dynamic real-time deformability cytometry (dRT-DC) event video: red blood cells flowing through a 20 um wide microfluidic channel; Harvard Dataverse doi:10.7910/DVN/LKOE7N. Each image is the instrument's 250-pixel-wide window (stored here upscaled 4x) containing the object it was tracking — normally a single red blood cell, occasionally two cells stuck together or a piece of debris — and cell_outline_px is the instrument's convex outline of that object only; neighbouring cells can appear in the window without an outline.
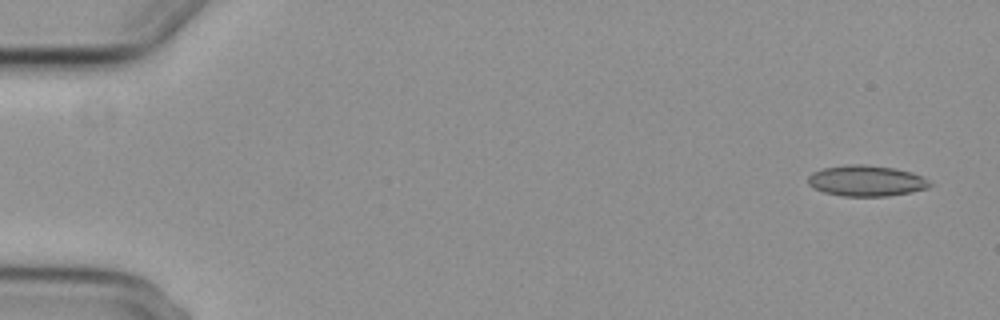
{"species": "common noctule bat (a hibernating species)", "species_latin": "Nyctalus noctula", "temperature_condition": "cold", "stored_images_in_passage": 5, "camera_frame_rate_fps": 3000, "um_per_image_px": 0.085, "animal": {"sex": "female", "body_mass_g": 29.2, "forearm_length_mm": 56.3}, "frame": {"image": 1, "passage_image": 1, "time_ms": 0.0, "image_size_px": [1000, 320], "cell_outline_px": [[932, 184], [928, 188], [912, 192], [888, 196], [840, 196], [824, 192], [812, 188], [808, 184], [808, 176], [812, 172], [824, 168], [848, 164], [860, 164], [892, 168], [912, 172], [928, 180]], "centroid_in_image_um": [73.61, 15.38], "position_along_channel_um": 11.4, "area_um2": 21.91}}
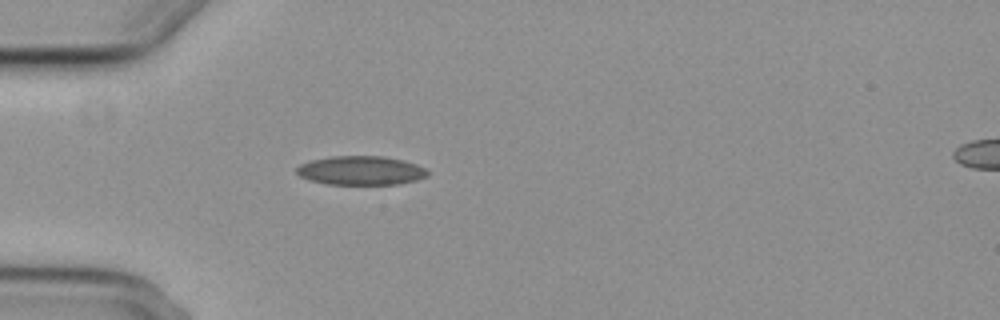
{"frame": {"image": 2, "passage_image": 5, "time_ms": 4.667, "image_size_px": [1000, 320], "cell_outline_px": [[428, 176], [416, 180], [400, 184], [324, 184], [308, 180], [300, 176], [296, 172], [296, 168], [300, 164], [312, 160], [332, 156], [384, 156], [404, 160], [416, 164], [424, 168], [428, 172]], "centroid_in_image_um": [30.67, 14.49], "position_along_channel_um": 54.3, "area_um2": 22.2}}